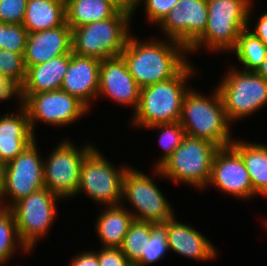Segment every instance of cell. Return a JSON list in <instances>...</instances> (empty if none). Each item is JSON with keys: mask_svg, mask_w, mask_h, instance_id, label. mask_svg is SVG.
I'll use <instances>...</instances> for the list:
<instances>
[{"mask_svg": "<svg viewBox=\"0 0 267 266\" xmlns=\"http://www.w3.org/2000/svg\"><path fill=\"white\" fill-rule=\"evenodd\" d=\"M213 92L208 98L189 89L183 99L179 122L186 135L206 140L218 148L227 147L233 142L231 124L217 88Z\"/></svg>", "mask_w": 267, "mask_h": 266, "instance_id": "obj_3", "label": "cell"}, {"mask_svg": "<svg viewBox=\"0 0 267 266\" xmlns=\"http://www.w3.org/2000/svg\"><path fill=\"white\" fill-rule=\"evenodd\" d=\"M28 0H0V22L22 24Z\"/></svg>", "mask_w": 267, "mask_h": 266, "instance_id": "obj_34", "label": "cell"}, {"mask_svg": "<svg viewBox=\"0 0 267 266\" xmlns=\"http://www.w3.org/2000/svg\"><path fill=\"white\" fill-rule=\"evenodd\" d=\"M96 253L99 266H133L120 248L102 247Z\"/></svg>", "mask_w": 267, "mask_h": 266, "instance_id": "obj_36", "label": "cell"}, {"mask_svg": "<svg viewBox=\"0 0 267 266\" xmlns=\"http://www.w3.org/2000/svg\"><path fill=\"white\" fill-rule=\"evenodd\" d=\"M256 74L260 75L264 79L267 80V57L265 60L260 64L258 69L255 71Z\"/></svg>", "mask_w": 267, "mask_h": 266, "instance_id": "obj_40", "label": "cell"}, {"mask_svg": "<svg viewBox=\"0 0 267 266\" xmlns=\"http://www.w3.org/2000/svg\"><path fill=\"white\" fill-rule=\"evenodd\" d=\"M231 146L241 155L251 179L254 196L267 197V146L233 140Z\"/></svg>", "mask_w": 267, "mask_h": 266, "instance_id": "obj_25", "label": "cell"}, {"mask_svg": "<svg viewBox=\"0 0 267 266\" xmlns=\"http://www.w3.org/2000/svg\"><path fill=\"white\" fill-rule=\"evenodd\" d=\"M168 220L166 222L151 223L149 241L142 247V258L135 266H145L160 260L165 253L170 251L168 242Z\"/></svg>", "mask_w": 267, "mask_h": 266, "instance_id": "obj_29", "label": "cell"}, {"mask_svg": "<svg viewBox=\"0 0 267 266\" xmlns=\"http://www.w3.org/2000/svg\"><path fill=\"white\" fill-rule=\"evenodd\" d=\"M218 149L206 140L186 135L172 155L155 168L156 175L204 189L208 186L213 157Z\"/></svg>", "mask_w": 267, "mask_h": 266, "instance_id": "obj_6", "label": "cell"}, {"mask_svg": "<svg viewBox=\"0 0 267 266\" xmlns=\"http://www.w3.org/2000/svg\"><path fill=\"white\" fill-rule=\"evenodd\" d=\"M65 23V0L27 1L22 25L28 33L53 29Z\"/></svg>", "mask_w": 267, "mask_h": 266, "instance_id": "obj_23", "label": "cell"}, {"mask_svg": "<svg viewBox=\"0 0 267 266\" xmlns=\"http://www.w3.org/2000/svg\"><path fill=\"white\" fill-rule=\"evenodd\" d=\"M128 200L136 221L166 222L174 216L169 201L154 181L143 172L128 168L123 178L122 203Z\"/></svg>", "mask_w": 267, "mask_h": 266, "instance_id": "obj_11", "label": "cell"}, {"mask_svg": "<svg viewBox=\"0 0 267 266\" xmlns=\"http://www.w3.org/2000/svg\"><path fill=\"white\" fill-rule=\"evenodd\" d=\"M121 9H132L133 0H113Z\"/></svg>", "mask_w": 267, "mask_h": 266, "instance_id": "obj_41", "label": "cell"}, {"mask_svg": "<svg viewBox=\"0 0 267 266\" xmlns=\"http://www.w3.org/2000/svg\"><path fill=\"white\" fill-rule=\"evenodd\" d=\"M158 129L162 132L159 135V143L164 154L158 159L155 167H159L172 153L182 144L186 131L180 122L156 124L148 127L147 129Z\"/></svg>", "mask_w": 267, "mask_h": 266, "instance_id": "obj_30", "label": "cell"}, {"mask_svg": "<svg viewBox=\"0 0 267 266\" xmlns=\"http://www.w3.org/2000/svg\"><path fill=\"white\" fill-rule=\"evenodd\" d=\"M59 199L44 187L9 208L14 215L19 238L29 251L35 247L38 239L48 234L57 215L56 201Z\"/></svg>", "mask_w": 267, "mask_h": 266, "instance_id": "obj_9", "label": "cell"}, {"mask_svg": "<svg viewBox=\"0 0 267 266\" xmlns=\"http://www.w3.org/2000/svg\"><path fill=\"white\" fill-rule=\"evenodd\" d=\"M235 51L238 61L243 64V71L255 72L267 57V46L248 28L242 30L237 38Z\"/></svg>", "mask_w": 267, "mask_h": 266, "instance_id": "obj_26", "label": "cell"}, {"mask_svg": "<svg viewBox=\"0 0 267 266\" xmlns=\"http://www.w3.org/2000/svg\"><path fill=\"white\" fill-rule=\"evenodd\" d=\"M28 32L22 24L4 23V44L2 49L18 54H24Z\"/></svg>", "mask_w": 267, "mask_h": 266, "instance_id": "obj_31", "label": "cell"}, {"mask_svg": "<svg viewBox=\"0 0 267 266\" xmlns=\"http://www.w3.org/2000/svg\"><path fill=\"white\" fill-rule=\"evenodd\" d=\"M70 53L60 55L26 70L24 93H40L61 89L63 78L68 70Z\"/></svg>", "mask_w": 267, "mask_h": 266, "instance_id": "obj_21", "label": "cell"}, {"mask_svg": "<svg viewBox=\"0 0 267 266\" xmlns=\"http://www.w3.org/2000/svg\"><path fill=\"white\" fill-rule=\"evenodd\" d=\"M143 1L146 18L158 25L180 0H133V13Z\"/></svg>", "mask_w": 267, "mask_h": 266, "instance_id": "obj_33", "label": "cell"}, {"mask_svg": "<svg viewBox=\"0 0 267 266\" xmlns=\"http://www.w3.org/2000/svg\"><path fill=\"white\" fill-rule=\"evenodd\" d=\"M23 55L0 49V73L13 76L24 83L27 69Z\"/></svg>", "mask_w": 267, "mask_h": 266, "instance_id": "obj_32", "label": "cell"}, {"mask_svg": "<svg viewBox=\"0 0 267 266\" xmlns=\"http://www.w3.org/2000/svg\"><path fill=\"white\" fill-rule=\"evenodd\" d=\"M248 25V29L252 32L256 37H258L266 46H267V12L260 16L257 19V24L255 25V30L251 31Z\"/></svg>", "mask_w": 267, "mask_h": 266, "instance_id": "obj_38", "label": "cell"}, {"mask_svg": "<svg viewBox=\"0 0 267 266\" xmlns=\"http://www.w3.org/2000/svg\"><path fill=\"white\" fill-rule=\"evenodd\" d=\"M185 53L188 49L171 39L142 42L130 35L120 56L142 88L175 77L189 63Z\"/></svg>", "mask_w": 267, "mask_h": 266, "instance_id": "obj_1", "label": "cell"}, {"mask_svg": "<svg viewBox=\"0 0 267 266\" xmlns=\"http://www.w3.org/2000/svg\"><path fill=\"white\" fill-rule=\"evenodd\" d=\"M101 60L70 52L68 70L61 90L76 97L88 109L90 102L98 97Z\"/></svg>", "mask_w": 267, "mask_h": 266, "instance_id": "obj_17", "label": "cell"}, {"mask_svg": "<svg viewBox=\"0 0 267 266\" xmlns=\"http://www.w3.org/2000/svg\"><path fill=\"white\" fill-rule=\"evenodd\" d=\"M207 14V0H180L159 25L166 39L188 49L204 33Z\"/></svg>", "mask_w": 267, "mask_h": 266, "instance_id": "obj_14", "label": "cell"}, {"mask_svg": "<svg viewBox=\"0 0 267 266\" xmlns=\"http://www.w3.org/2000/svg\"><path fill=\"white\" fill-rule=\"evenodd\" d=\"M105 207L95 224L96 233L103 247L119 248L135 219L131 211L124 207V203Z\"/></svg>", "mask_w": 267, "mask_h": 266, "instance_id": "obj_22", "label": "cell"}, {"mask_svg": "<svg viewBox=\"0 0 267 266\" xmlns=\"http://www.w3.org/2000/svg\"><path fill=\"white\" fill-rule=\"evenodd\" d=\"M235 68L228 70L217 87L230 124L267 105V80Z\"/></svg>", "mask_w": 267, "mask_h": 266, "instance_id": "obj_7", "label": "cell"}, {"mask_svg": "<svg viewBox=\"0 0 267 266\" xmlns=\"http://www.w3.org/2000/svg\"><path fill=\"white\" fill-rule=\"evenodd\" d=\"M121 8L113 0H65L66 23L73 29L113 17Z\"/></svg>", "mask_w": 267, "mask_h": 266, "instance_id": "obj_24", "label": "cell"}, {"mask_svg": "<svg viewBox=\"0 0 267 266\" xmlns=\"http://www.w3.org/2000/svg\"><path fill=\"white\" fill-rule=\"evenodd\" d=\"M169 250L185 257L207 261L216 257L217 250L199 231L179 222L173 216L168 220Z\"/></svg>", "mask_w": 267, "mask_h": 266, "instance_id": "obj_20", "label": "cell"}, {"mask_svg": "<svg viewBox=\"0 0 267 266\" xmlns=\"http://www.w3.org/2000/svg\"><path fill=\"white\" fill-rule=\"evenodd\" d=\"M2 44H4V23L0 22V49H2Z\"/></svg>", "mask_w": 267, "mask_h": 266, "instance_id": "obj_42", "label": "cell"}, {"mask_svg": "<svg viewBox=\"0 0 267 266\" xmlns=\"http://www.w3.org/2000/svg\"><path fill=\"white\" fill-rule=\"evenodd\" d=\"M36 140L14 160L7 163L4 189L0 194V207L10 208L20 199L44 188V160L38 154ZM6 196L9 203L3 202Z\"/></svg>", "mask_w": 267, "mask_h": 266, "instance_id": "obj_12", "label": "cell"}, {"mask_svg": "<svg viewBox=\"0 0 267 266\" xmlns=\"http://www.w3.org/2000/svg\"><path fill=\"white\" fill-rule=\"evenodd\" d=\"M35 141L28 113L24 108L16 114L0 116V160L9 163Z\"/></svg>", "mask_w": 267, "mask_h": 266, "instance_id": "obj_19", "label": "cell"}, {"mask_svg": "<svg viewBox=\"0 0 267 266\" xmlns=\"http://www.w3.org/2000/svg\"><path fill=\"white\" fill-rule=\"evenodd\" d=\"M18 245L24 250L23 252H29L19 238L12 211L9 208L0 207V266L14 256L13 254L19 249Z\"/></svg>", "mask_w": 267, "mask_h": 266, "instance_id": "obj_27", "label": "cell"}, {"mask_svg": "<svg viewBox=\"0 0 267 266\" xmlns=\"http://www.w3.org/2000/svg\"><path fill=\"white\" fill-rule=\"evenodd\" d=\"M132 16V9H120L111 18L73 28L72 53L99 60L120 56L131 35Z\"/></svg>", "mask_w": 267, "mask_h": 266, "instance_id": "obj_5", "label": "cell"}, {"mask_svg": "<svg viewBox=\"0 0 267 266\" xmlns=\"http://www.w3.org/2000/svg\"><path fill=\"white\" fill-rule=\"evenodd\" d=\"M56 147L47 160L44 159V186L61 199H66L76 195L82 163L94 146L88 144L78 149L64 139Z\"/></svg>", "mask_w": 267, "mask_h": 266, "instance_id": "obj_10", "label": "cell"}, {"mask_svg": "<svg viewBox=\"0 0 267 266\" xmlns=\"http://www.w3.org/2000/svg\"><path fill=\"white\" fill-rule=\"evenodd\" d=\"M207 6L206 29L188 48L190 54L202 46L215 52L230 51L235 47L240 32L249 25L251 0H207Z\"/></svg>", "mask_w": 267, "mask_h": 266, "instance_id": "obj_4", "label": "cell"}, {"mask_svg": "<svg viewBox=\"0 0 267 266\" xmlns=\"http://www.w3.org/2000/svg\"><path fill=\"white\" fill-rule=\"evenodd\" d=\"M194 71L189 62L175 77L142 87L132 126L146 129L156 124L179 122L183 99L190 89L186 82Z\"/></svg>", "mask_w": 267, "mask_h": 266, "instance_id": "obj_2", "label": "cell"}, {"mask_svg": "<svg viewBox=\"0 0 267 266\" xmlns=\"http://www.w3.org/2000/svg\"><path fill=\"white\" fill-rule=\"evenodd\" d=\"M70 266H99L97 253L85 251L73 257Z\"/></svg>", "mask_w": 267, "mask_h": 266, "instance_id": "obj_37", "label": "cell"}, {"mask_svg": "<svg viewBox=\"0 0 267 266\" xmlns=\"http://www.w3.org/2000/svg\"><path fill=\"white\" fill-rule=\"evenodd\" d=\"M141 88L128 71L121 56L101 60L98 96H106L136 110L140 100Z\"/></svg>", "mask_w": 267, "mask_h": 266, "instance_id": "obj_16", "label": "cell"}, {"mask_svg": "<svg viewBox=\"0 0 267 266\" xmlns=\"http://www.w3.org/2000/svg\"><path fill=\"white\" fill-rule=\"evenodd\" d=\"M151 235V222L134 220L119 247L128 261L135 266L142 258V247L149 241Z\"/></svg>", "mask_w": 267, "mask_h": 266, "instance_id": "obj_28", "label": "cell"}, {"mask_svg": "<svg viewBox=\"0 0 267 266\" xmlns=\"http://www.w3.org/2000/svg\"><path fill=\"white\" fill-rule=\"evenodd\" d=\"M16 96L20 101V109L25 107L24 84L21 80L0 73V101L10 100Z\"/></svg>", "mask_w": 267, "mask_h": 266, "instance_id": "obj_35", "label": "cell"}, {"mask_svg": "<svg viewBox=\"0 0 267 266\" xmlns=\"http://www.w3.org/2000/svg\"><path fill=\"white\" fill-rule=\"evenodd\" d=\"M209 184L239 199L254 196L251 179L242 157L231 145L216 151Z\"/></svg>", "mask_w": 267, "mask_h": 266, "instance_id": "obj_15", "label": "cell"}, {"mask_svg": "<svg viewBox=\"0 0 267 266\" xmlns=\"http://www.w3.org/2000/svg\"><path fill=\"white\" fill-rule=\"evenodd\" d=\"M25 109L31 128L34 122H44L55 126H65L77 121L89 109L76 97L63 90L40 93H24Z\"/></svg>", "mask_w": 267, "mask_h": 266, "instance_id": "obj_13", "label": "cell"}, {"mask_svg": "<svg viewBox=\"0 0 267 266\" xmlns=\"http://www.w3.org/2000/svg\"><path fill=\"white\" fill-rule=\"evenodd\" d=\"M72 52V29L65 23L53 29L28 34L24 63L28 67Z\"/></svg>", "mask_w": 267, "mask_h": 266, "instance_id": "obj_18", "label": "cell"}, {"mask_svg": "<svg viewBox=\"0 0 267 266\" xmlns=\"http://www.w3.org/2000/svg\"><path fill=\"white\" fill-rule=\"evenodd\" d=\"M129 167L118 169L94 147L84 158L80 171V192L86 193L96 203L116 206L122 203L123 178Z\"/></svg>", "mask_w": 267, "mask_h": 266, "instance_id": "obj_8", "label": "cell"}, {"mask_svg": "<svg viewBox=\"0 0 267 266\" xmlns=\"http://www.w3.org/2000/svg\"><path fill=\"white\" fill-rule=\"evenodd\" d=\"M7 164L0 160V194L4 189Z\"/></svg>", "mask_w": 267, "mask_h": 266, "instance_id": "obj_39", "label": "cell"}]
</instances>
